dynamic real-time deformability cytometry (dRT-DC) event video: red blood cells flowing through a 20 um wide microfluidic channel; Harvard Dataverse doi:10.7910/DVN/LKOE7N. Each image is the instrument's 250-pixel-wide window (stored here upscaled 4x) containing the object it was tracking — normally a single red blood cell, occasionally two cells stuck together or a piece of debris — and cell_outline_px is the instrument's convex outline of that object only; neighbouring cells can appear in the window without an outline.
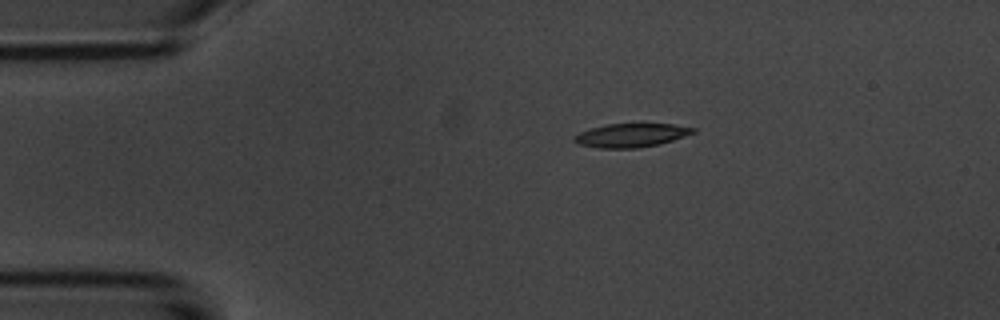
{"species": "common noctule bat (a hibernating species)", "species_latin": "Nyctalus noctula", "temperature_condition": "room temperature", "stored_images_in_passage": 45, "camera_frame_rate_fps": 3000, "um_per_image_px": 0.085, "animal": {"sex": "male", "body_mass_g": 20.1, "forearm_length_mm": 53.5}, "frame": {"image": 1, "passage_image": 1, "time_ms": 0.0, "image_size_px": [1000, 320], "cell_outline_px": [[696, 132], [660, 144], [636, 148], [600, 148], [580, 144], [572, 140], [580, 132], [592, 128], [608, 124], [672, 124], [696, 128]], "centroid_in_image_um": [53.68, 11.5], "position_along_channel_um": 31.3, "area_um2": 16.13}}
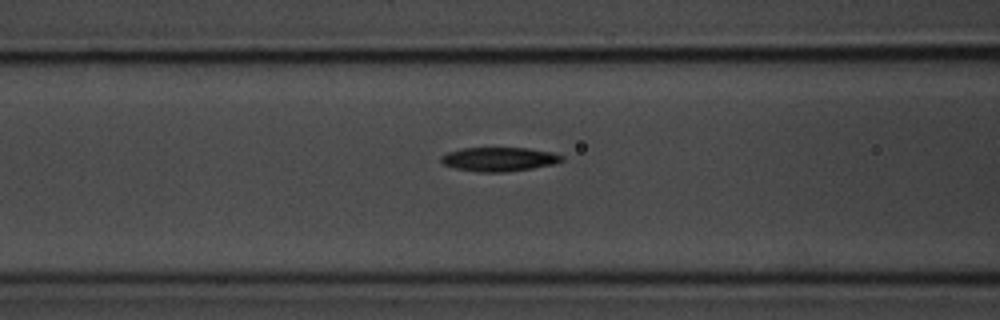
{"frame": {"image": 2, "passage_image": 12, "time_ms": 3.667, "image_size_px": [1000, 320], "cell_outline_px": [[564, 160], [556, 164], [532, 168], [504, 172], [480, 172], [456, 168], [444, 164], [440, 160], [440, 156], [448, 152], [464, 148], [528, 148], [552, 152], [564, 156]], "centroid_in_image_um": [42.46, 13.53], "position_along_channel_um": 124.1, "area_um2": 16.88}}
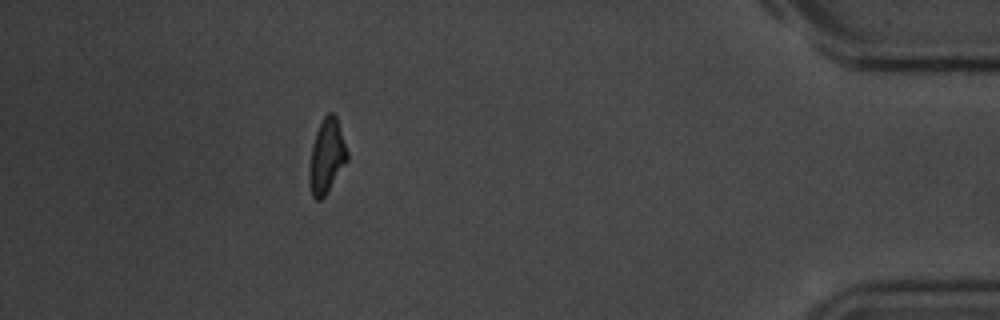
{"frame": {"image": 3, "passage_image": 39, "time_ms": 12.667, "image_size_px": [1000, 320], "cell_outline_px": [[348, 160], [324, 196], [320, 200], [316, 200], [312, 196], [308, 176], [308, 168], [312, 148], [316, 132], [324, 116], [328, 112], [332, 112], [336, 116], [348, 152]], "centroid_in_image_um": [27.76, 13.28], "position_along_channel_um": 407.4, "area_um2": 16.24}, "authors_computed_cell_mechanics": {"area_um2": 16.8198, "velocity_mm_per_s": 3.7382, "shape_relaxation_time_tau1_ms": 4.3106, "shape_relaxation_time_tau2_ms": 11.1097, "deformation_change_tau1": 0.1634, "deformation_change_tau2": 0.2148}}